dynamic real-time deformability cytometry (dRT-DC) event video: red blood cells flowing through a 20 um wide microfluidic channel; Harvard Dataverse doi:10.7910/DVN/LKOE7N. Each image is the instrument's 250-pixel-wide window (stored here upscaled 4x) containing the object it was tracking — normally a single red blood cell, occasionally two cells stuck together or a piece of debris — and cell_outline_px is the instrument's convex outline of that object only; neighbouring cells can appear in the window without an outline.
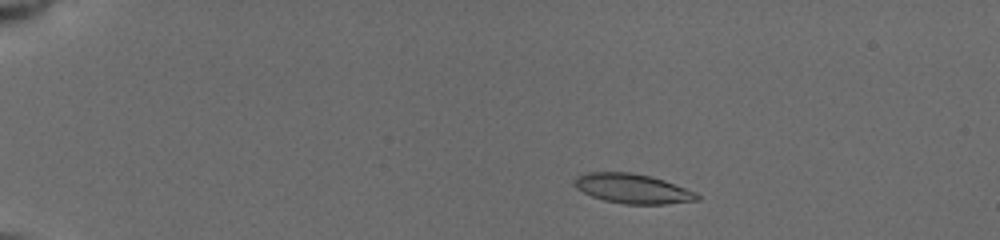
{"species": "common noctule bat (a hibernating species)", "species_latin": "Nyctalus noctula", "temperature_condition": "cold", "stored_images_in_passage": 10, "camera_frame_rate_fps": 3000, "um_per_image_px": 0.085, "animal": {"sex": "female", "body_mass_g": 19.5, "forearm_length_mm": 54.1}, "frame": {"image": 1, "passage_image": 4, "time_ms": 1.333, "image_size_px": [1000, 240], "cell_outline_px": [[700, 200], [664, 204], [624, 204], [604, 200], [592, 196], [576, 188], [572, 184], [572, 180], [576, 176], [588, 172], [632, 172], [664, 180], [696, 192], [700, 196]], "centroid_in_image_um": [53.74, 16.03], "position_along_channel_um": 31.3, "area_um2": 21.21}}